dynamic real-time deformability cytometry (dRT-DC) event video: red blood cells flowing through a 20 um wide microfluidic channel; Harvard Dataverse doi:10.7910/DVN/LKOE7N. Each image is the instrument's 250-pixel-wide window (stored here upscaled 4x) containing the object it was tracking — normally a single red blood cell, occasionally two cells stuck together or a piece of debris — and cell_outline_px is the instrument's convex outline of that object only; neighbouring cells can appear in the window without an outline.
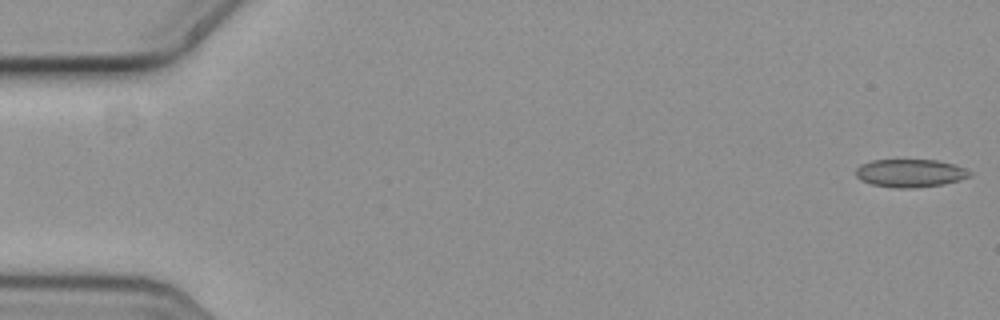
{"species": "common noctule bat (a hibernating species)", "species_latin": "Nyctalus noctula", "temperature_condition": "cold", "stored_images_in_passage": 44, "camera_frame_rate_fps": 3000, "um_per_image_px": 0.085, "animal": {"sex": "female", "body_mass_g": 19.3, "forearm_length_mm": 54.1}, "frame": {"image": 1, "passage_image": 1, "time_ms": 0.0, "image_size_px": [1000, 320], "cell_outline_px": [[972, 172], [968, 176], [960, 180], [944, 184], [900, 188], [872, 184], [856, 176], [856, 168], [860, 164], [872, 160], [936, 160], [956, 164]], "centroid_in_image_um": [77.38, 14.69], "position_along_channel_um": 7.6, "area_um2": 18.26}}
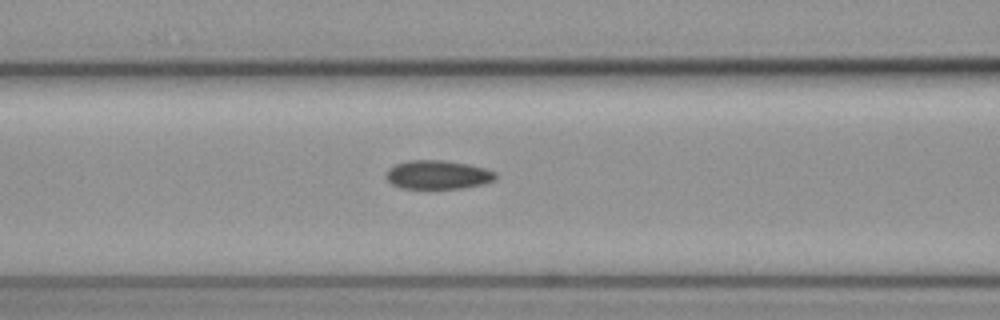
{"frame": {"image": 2, "passage_image": 16, "time_ms": 5.0, "image_size_px": [1000, 320], "cell_outline_px": [[496, 180], [484, 184], [464, 188], [400, 188], [392, 184], [384, 176], [388, 168], [396, 164], [408, 160], [444, 160], [468, 164], [484, 168], [496, 172]], "centroid_in_image_um": [37.21, 14.85], "position_along_channel_um": 129.4, "area_um2": 18.5}}
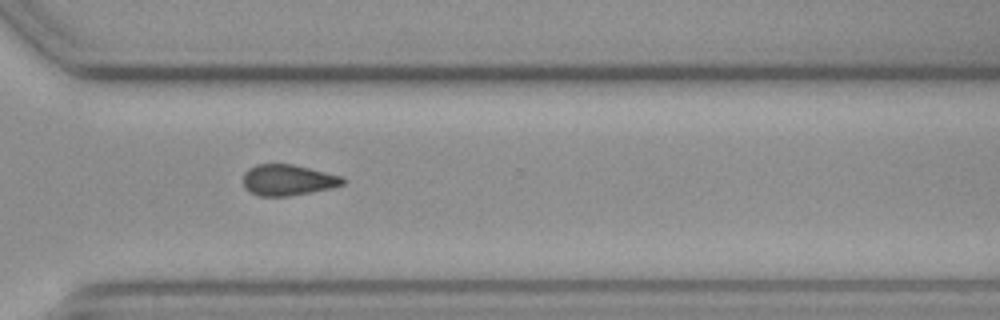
{"frame": {"image": 3, "passage_image": 34, "time_ms": 11.0, "image_size_px": [1000, 320], "cell_outline_px": [[344, 184], [332, 188], [288, 196], [260, 196], [244, 188], [244, 172], [248, 168], [256, 164], [292, 164], [344, 176]], "centroid_in_image_um": [24.48, 15.29], "position_along_channel_um": 346.1, "area_um2": 17.98}, "authors_computed_cell_mechanics": {"area_um2": 18.6694, "velocity_mm_per_s": 3.6217, "shape_relaxation_time_tau1_ms": 3.8427, "shape_relaxation_time_tau2_ms": null, "deformation_change_tau1": 0.0567, "deformation_change_tau2": null}}